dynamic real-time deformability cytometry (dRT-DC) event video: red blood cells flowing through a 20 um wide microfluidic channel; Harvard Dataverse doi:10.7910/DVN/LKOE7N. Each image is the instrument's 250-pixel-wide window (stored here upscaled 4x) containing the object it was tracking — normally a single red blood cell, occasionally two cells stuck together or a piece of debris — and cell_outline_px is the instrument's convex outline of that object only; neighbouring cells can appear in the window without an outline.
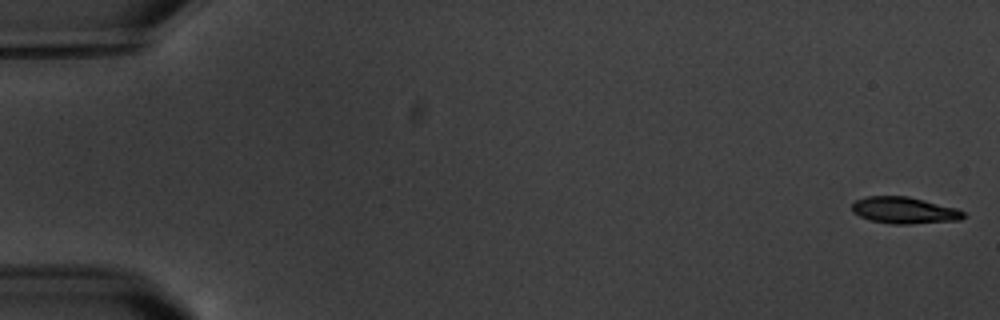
{"species": "common noctule bat (a hibernating species)", "species_latin": "Nyctalus noctula", "temperature_condition": "warm", "stored_images_in_passage": 6, "camera_frame_rate_fps": 3000, "um_per_image_px": 0.085, "animal": {"sex": "male", "body_mass_g": 20.1, "forearm_length_mm": 53.5}, "frame": {"image": 1, "passage_image": 1, "time_ms": 0.0, "image_size_px": [1000, 320], "cell_outline_px": [[968, 216], [960, 220], [912, 224], [892, 224], [872, 220], [860, 216], [852, 212], [852, 204], [856, 200], [868, 196], [908, 196], [956, 208], [964, 212]], "centroid_in_image_um": [76.89, 17.88], "position_along_channel_um": 8.1, "area_um2": 17.28}}
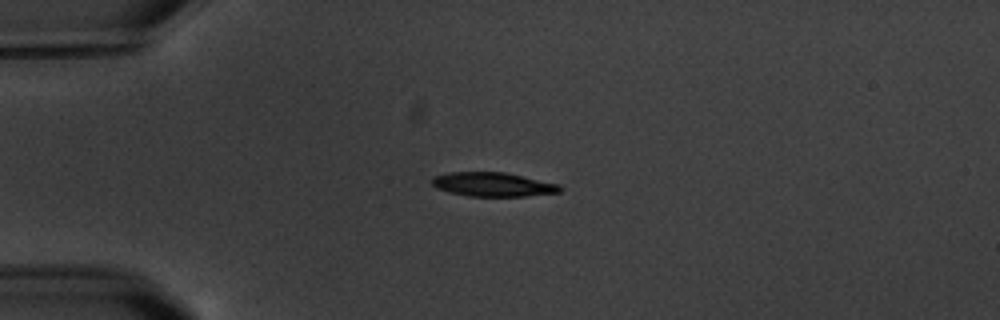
{"frame": {"image": 2, "passage_image": 5, "time_ms": 4.667, "image_size_px": [1000, 320], "cell_outline_px": [[564, 188], [560, 192], [524, 196], [468, 196], [448, 192], [436, 188], [432, 184], [432, 176], [448, 172], [504, 172], [560, 184]], "centroid_in_image_um": [41.89, 15.67], "position_along_channel_um": 43.1, "area_um2": 18.03}}